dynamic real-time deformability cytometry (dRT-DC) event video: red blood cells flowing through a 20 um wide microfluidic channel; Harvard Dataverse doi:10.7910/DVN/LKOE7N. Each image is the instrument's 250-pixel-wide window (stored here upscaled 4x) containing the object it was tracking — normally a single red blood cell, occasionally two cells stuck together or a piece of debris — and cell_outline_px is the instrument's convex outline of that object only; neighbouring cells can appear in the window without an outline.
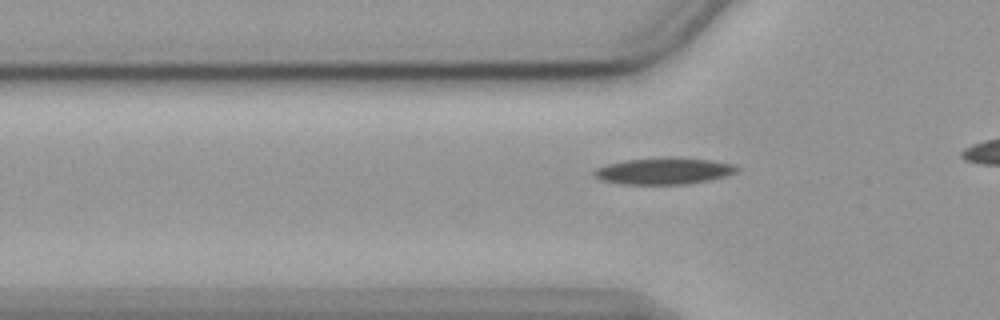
{"species": "common noctule bat (a hibernating species)", "species_latin": "Nyctalus noctula", "temperature_condition": "cold", "stored_images_in_passage": 19, "camera_frame_rate_fps": 3000, "um_per_image_px": 0.085, "animal": {"sex": "female", "body_mass_g": 19.9}, "frame": {"image": 1, "passage_image": 9, "time_ms": 2.667, "image_size_px": [1000, 320], "cell_outline_px": [[740, 168], [736, 172], [724, 176], [708, 180], [688, 184], [620, 184], [600, 180], [592, 176], [592, 172], [596, 168], [608, 164], [624, 160], [668, 156], [672, 156], [712, 160], [736, 164]], "centroid_in_image_um": [56.41, 14.52], "position_along_channel_um": 69.4, "area_um2": 22.54}}
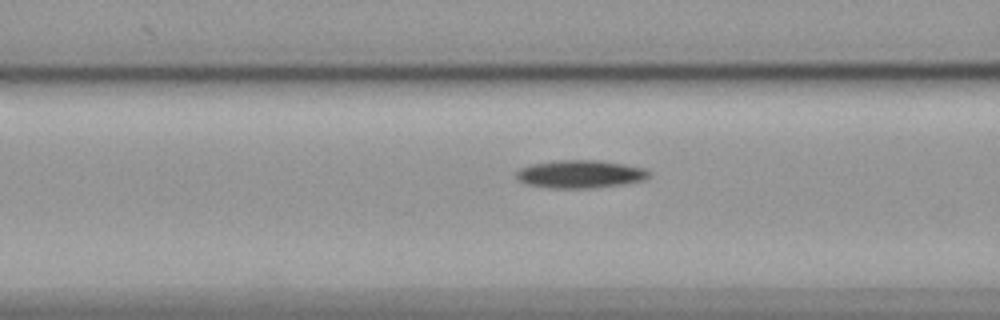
{"frame": {"image": 2, "passage_image": 13, "time_ms": 4.0, "image_size_px": [1000, 320], "cell_outline_px": [[652, 176], [644, 180], [628, 184], [592, 188], [548, 188], [524, 184], [516, 180], [516, 172], [520, 168], [532, 164], [556, 160], [600, 160], [624, 164], [644, 168], [652, 172]], "centroid_in_image_um": [49.34, 14.81], "position_along_channel_um": 117.3, "area_um2": 22.08}}
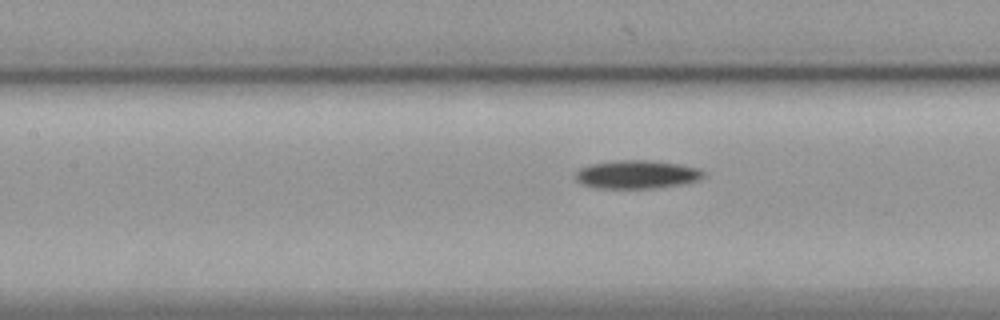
{"frame": {"image": 3, "passage_image": 16, "time_ms": 5.0, "image_size_px": [1000, 320], "cell_outline_px": [[708, 176], [684, 184], [656, 188], [596, 188], [580, 184], [576, 180], [576, 172], [580, 168], [592, 164], [616, 160], [648, 160], [680, 164], [696, 168], [704, 172]], "centroid_in_image_um": [54.13, 14.83], "position_along_channel_um": 153.3, "area_um2": 21.21}}